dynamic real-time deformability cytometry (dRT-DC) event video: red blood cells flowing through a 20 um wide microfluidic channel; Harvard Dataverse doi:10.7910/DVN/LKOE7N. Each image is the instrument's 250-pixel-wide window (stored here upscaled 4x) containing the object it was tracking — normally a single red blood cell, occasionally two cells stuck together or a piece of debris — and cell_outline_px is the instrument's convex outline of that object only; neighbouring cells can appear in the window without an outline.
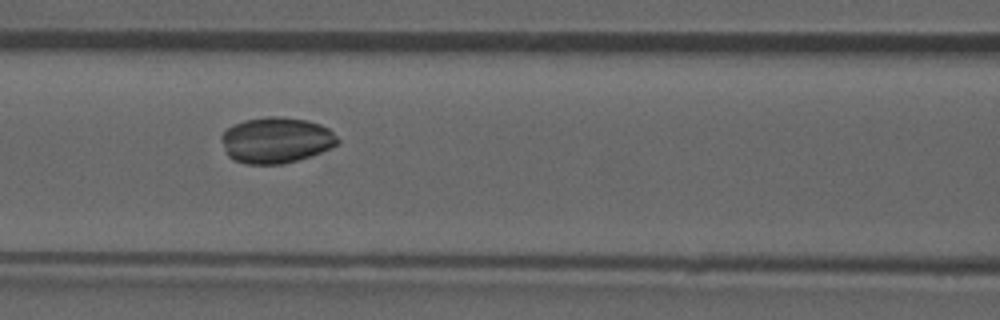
{"species": "common noctule bat (a hibernating species)", "species_latin": "Nyctalus noctula", "temperature_condition": "room temperature", "stored_images_in_passage": 9, "camera_frame_rate_fps": 3000, "um_per_image_px": 0.085, "animal": {"sex": "male", "forearm_length_mm": 52.5}, "frame": {"image": 1, "passage_image": 7, "time_ms": 7.667, "image_size_px": [1000, 320], "cell_outline_px": [[340, 140], [336, 144], [320, 152], [284, 164], [244, 164], [232, 160], [228, 156], [224, 148], [220, 136], [232, 124], [244, 120], [268, 116], [280, 116], [308, 120], [320, 124], [328, 128]], "centroid_in_image_um": [23.43, 11.91], "position_along_channel_um": 143.2, "area_um2": 31.1}}